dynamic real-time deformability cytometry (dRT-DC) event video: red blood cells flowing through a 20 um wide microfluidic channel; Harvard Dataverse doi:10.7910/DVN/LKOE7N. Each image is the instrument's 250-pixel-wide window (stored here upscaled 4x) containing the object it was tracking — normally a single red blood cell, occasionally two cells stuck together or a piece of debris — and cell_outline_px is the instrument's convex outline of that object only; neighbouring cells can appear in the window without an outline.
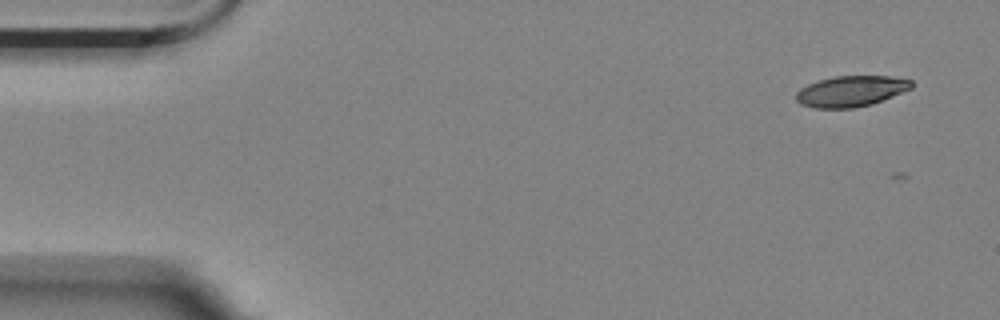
{"species": "Egyptian fruit bat (a non-hibernating species)", "species_latin": "Rousettus aegyptiacus", "temperature_condition": "room temperature", "stored_images_in_passage": 6, "camera_frame_rate_fps": 3000, "um_per_image_px": 0.085, "animal": {"sex": "female"}, "frame": {"image": 1, "passage_image": 1, "time_ms": 0.0, "image_size_px": [1000, 320], "cell_outline_px": [[912, 88], [872, 104], [852, 108], [816, 108], [800, 104], [796, 100], [796, 92], [800, 88], [808, 84], [820, 80], [836, 76], [888, 76], [912, 80]], "centroid_in_image_um": [72.31, 7.75], "position_along_channel_um": 12.7, "area_um2": 20.58}}